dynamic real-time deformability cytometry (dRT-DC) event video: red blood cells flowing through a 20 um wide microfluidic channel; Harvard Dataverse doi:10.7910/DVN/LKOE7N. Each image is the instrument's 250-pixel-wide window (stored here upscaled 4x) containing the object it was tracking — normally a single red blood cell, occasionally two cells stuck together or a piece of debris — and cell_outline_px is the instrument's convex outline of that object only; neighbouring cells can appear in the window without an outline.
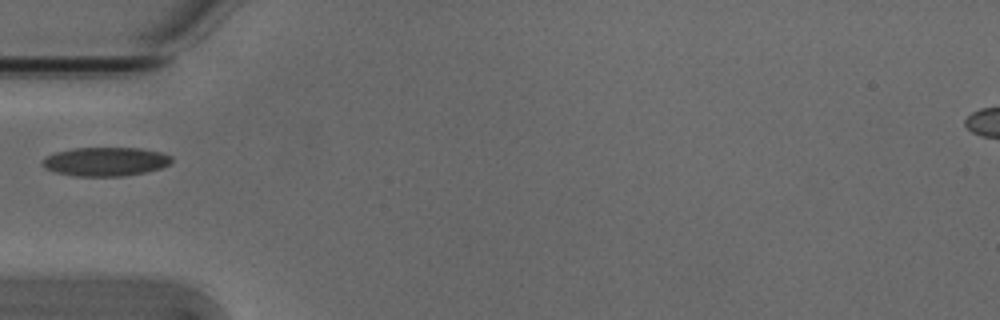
{"species": "Egyptian fruit bat (a non-hibernating species)", "species_latin": "Rousettus aegyptiacus", "temperature_condition": "cold", "stored_images_in_passage": 37, "camera_frame_rate_fps": 3000, "um_per_image_px": 0.085, "animal": {"sex": "male"}, "frame": {"image": 1, "passage_image": 1, "time_ms": 0.0, "image_size_px": [1000, 320], "cell_outline_px": [[172, 160], [168, 164], [160, 168], [144, 172], [124, 176], [76, 176], [56, 172], [44, 168], [40, 164], [40, 160], [44, 156], [56, 152], [76, 148], [140, 148], [160, 152], [172, 156]], "centroid_in_image_um": [8.91, 13.73], "position_along_channel_um": 76.1, "area_um2": 21.73}}
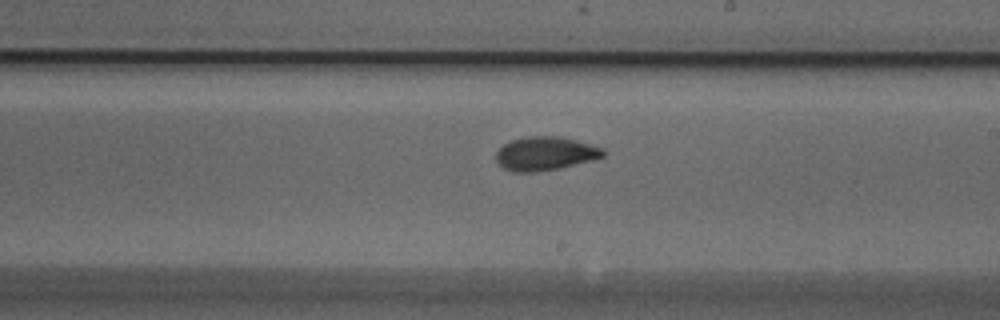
{"frame": {"image": 2, "passage_image": 14, "time_ms": 4.333, "image_size_px": [1000, 320], "cell_outline_px": [[604, 156], [596, 160], [560, 168], [536, 172], [512, 172], [504, 168], [496, 160], [496, 152], [504, 144], [512, 140], [528, 136], [560, 136], [576, 140], [604, 148]], "centroid_in_image_um": [46.37, 13.06], "position_along_channel_um": 242.6, "area_um2": 21.15}}
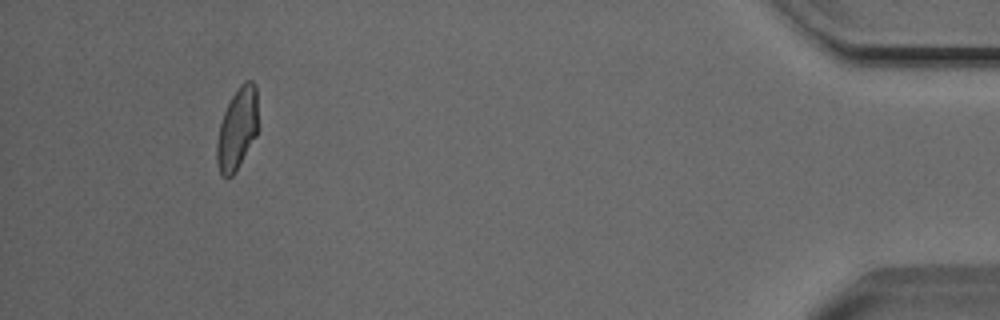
{"frame": {"image": 3, "passage_image": 33, "time_ms": 10.667, "image_size_px": [1000, 320], "cell_outline_px": [[256, 136], [236, 172], [232, 176], [220, 176], [216, 164], [216, 144], [220, 124], [224, 112], [232, 96], [240, 84], [244, 80], [252, 80], [256, 84]], "centroid_in_image_um": [20.14, 10.98], "position_along_channel_um": 415.1, "area_um2": 19.59}}